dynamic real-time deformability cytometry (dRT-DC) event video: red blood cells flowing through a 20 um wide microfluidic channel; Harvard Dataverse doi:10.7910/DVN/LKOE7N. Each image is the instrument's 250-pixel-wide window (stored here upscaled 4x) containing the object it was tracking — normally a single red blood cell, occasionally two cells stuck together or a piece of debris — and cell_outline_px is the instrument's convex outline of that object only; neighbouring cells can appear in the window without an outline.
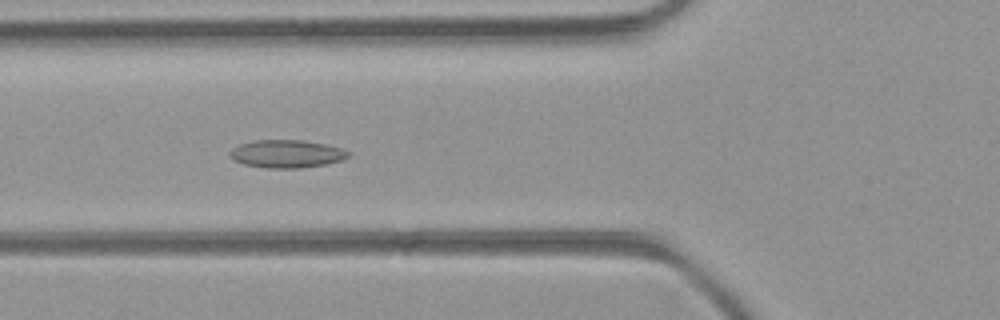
{"species": "common noctule bat (a hibernating species)", "species_latin": "Nyctalus noctula", "temperature_condition": "room temperature", "stored_images_in_passage": 49, "camera_frame_rate_fps": 3000, "um_per_image_px": 0.085, "animal": {"sex": "female", "body_mass_g": 21.9}, "frame": {"image": 1, "passage_image": 18, "time_ms": 5.667, "image_size_px": [1000, 320], "cell_outline_px": [[352, 152], [348, 156], [340, 160], [324, 164], [300, 168], [264, 168], [244, 164], [228, 156], [228, 152], [232, 148], [240, 144], [252, 140], [304, 140], [324, 144], [340, 148]], "centroid_in_image_um": [24.32, 13.07], "position_along_channel_um": 101.5, "area_um2": 19.19}}
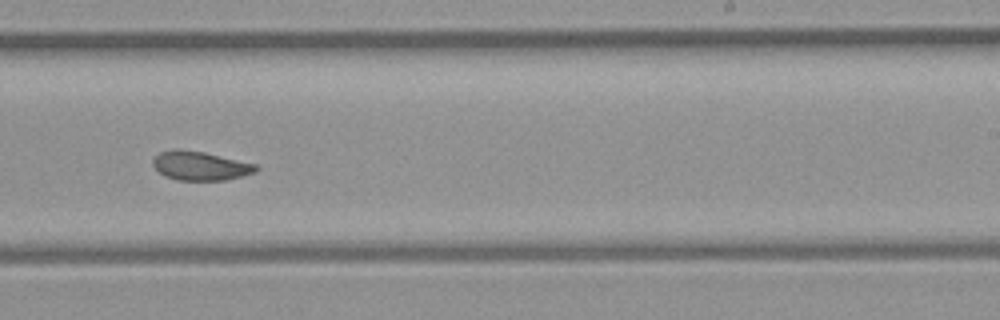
{"frame": {"image": 2, "passage_image": 30, "time_ms": 9.667, "image_size_px": [1000, 320], "cell_outline_px": [[260, 168], [256, 172], [224, 180], [176, 180], [164, 176], [152, 164], [152, 160], [160, 152], [176, 148], [180, 148], [204, 152], [256, 164]], "centroid_in_image_um": [17.01, 14.08], "position_along_channel_um": 272.0, "area_um2": 17.4}}
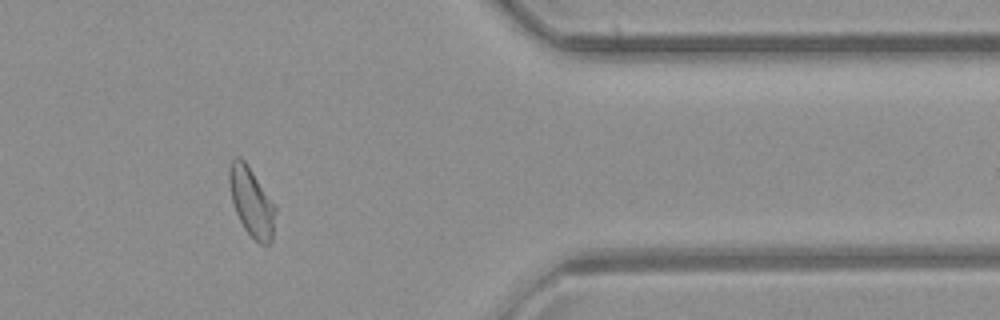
{"frame": {"image": 3, "passage_image": 40, "time_ms": 13.0, "image_size_px": [1000, 320], "cell_outline_px": [[276, 212], [272, 244], [260, 244], [244, 228], [236, 212], [232, 200], [228, 180], [228, 168], [232, 160], [236, 156], [240, 156], [244, 160], [276, 208]], "centroid_in_image_um": [21.37, 17.18], "position_along_channel_um": 390.0, "area_um2": 18.26}, "authors_computed_cell_mechanics": {"area_um2": 18.785, "velocity_mm_per_s": 4.2613, "shape_relaxation_time_tau1_ms": null, "shape_relaxation_time_tau2_ms": 2.3326, "deformation_change_tau1": null, "deformation_change_tau2": 0.0781}}